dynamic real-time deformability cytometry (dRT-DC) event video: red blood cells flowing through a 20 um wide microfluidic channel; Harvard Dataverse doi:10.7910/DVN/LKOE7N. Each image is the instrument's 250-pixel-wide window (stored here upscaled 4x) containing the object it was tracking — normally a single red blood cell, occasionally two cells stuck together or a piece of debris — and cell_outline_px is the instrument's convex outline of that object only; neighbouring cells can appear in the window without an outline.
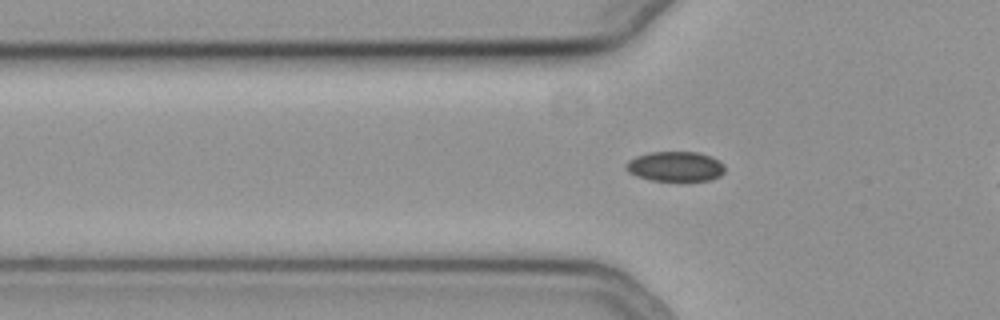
{"species": "common noctule bat (a hibernating species)", "species_latin": "Nyctalus noctula", "temperature_condition": "cold", "stored_images_in_passage": 43, "camera_frame_rate_fps": 3000, "um_per_image_px": 0.085, "animal": {"sex": "female", "body_mass_g": 19.3, "forearm_length_mm": 54.1}, "frame": {"image": 1, "passage_image": 13, "time_ms": 4.0, "image_size_px": [1000, 320], "cell_outline_px": [[724, 172], [720, 176], [708, 180], [652, 180], [636, 176], [628, 172], [624, 168], [624, 164], [628, 160], [636, 156], [648, 152], [700, 152], [712, 156], [720, 160], [724, 164]], "centroid_in_image_um": [57.39, 14.13], "position_along_channel_um": 68.4, "area_um2": 17.4}}
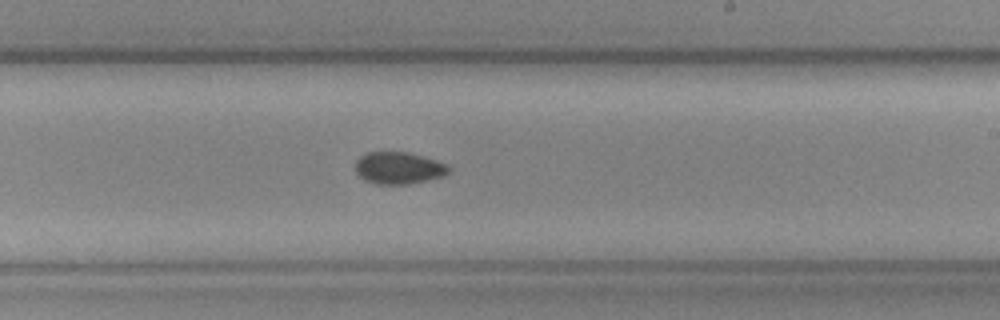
{"frame": {"image": 2, "passage_image": 28, "time_ms": 9.0, "image_size_px": [1000, 320], "cell_outline_px": [[452, 168], [444, 176], [408, 184], [376, 184], [364, 180], [356, 172], [356, 160], [360, 156], [368, 152], [408, 152], [448, 164]], "centroid_in_image_um": [33.89, 14.28], "position_along_channel_um": 255.1, "area_um2": 17.4}}
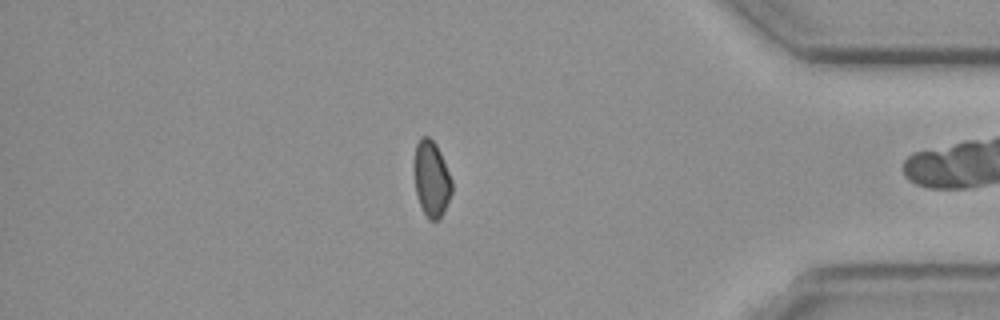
{"frame": {"image": 3, "passage_image": 42, "time_ms": 13.667, "image_size_px": [1000, 320], "cell_outline_px": [[452, 192], [444, 212], [436, 220], [428, 220], [420, 204], [416, 192], [412, 168], [416, 144], [420, 136], [428, 136], [436, 144], [440, 152], [452, 180]], "centroid_in_image_um": [36.65, 15.17], "position_along_channel_um": 398.6, "area_um2": 16.88}}